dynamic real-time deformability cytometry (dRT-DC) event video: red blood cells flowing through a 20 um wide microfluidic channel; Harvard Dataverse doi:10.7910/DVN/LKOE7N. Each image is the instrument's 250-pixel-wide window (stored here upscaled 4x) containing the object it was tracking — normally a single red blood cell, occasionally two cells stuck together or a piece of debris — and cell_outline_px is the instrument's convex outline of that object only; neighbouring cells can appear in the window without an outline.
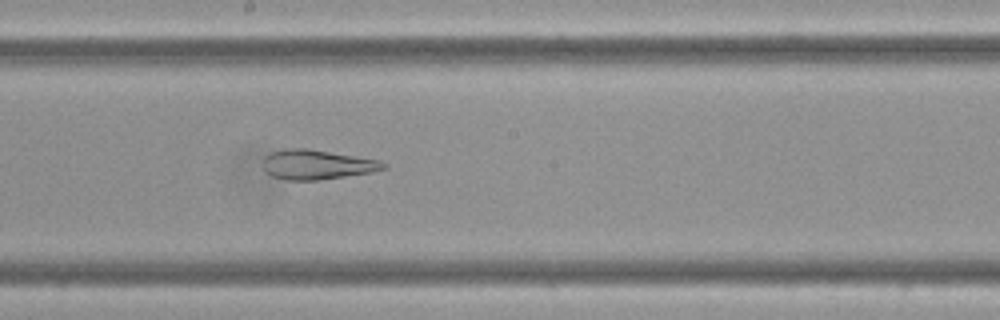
{"species": "Egyptian fruit bat (a non-hibernating species)", "species_latin": "Rousettus aegyptiacus", "temperature_condition": "cold", "stored_images_in_passage": 7, "camera_frame_rate_fps": 3000, "um_per_image_px": 0.085, "frame": {"image": 1, "passage_image": 7, "time_ms": 2.0, "image_size_px": [1000, 320], "cell_outline_px": [[388, 168], [372, 172], [320, 180], [288, 180], [272, 176], [264, 168], [264, 156], [272, 152], [284, 148], [308, 148], [376, 160], [388, 164]], "centroid_in_image_um": [26.94, 13.99], "position_along_channel_um": 221.3, "area_um2": 20.63}}